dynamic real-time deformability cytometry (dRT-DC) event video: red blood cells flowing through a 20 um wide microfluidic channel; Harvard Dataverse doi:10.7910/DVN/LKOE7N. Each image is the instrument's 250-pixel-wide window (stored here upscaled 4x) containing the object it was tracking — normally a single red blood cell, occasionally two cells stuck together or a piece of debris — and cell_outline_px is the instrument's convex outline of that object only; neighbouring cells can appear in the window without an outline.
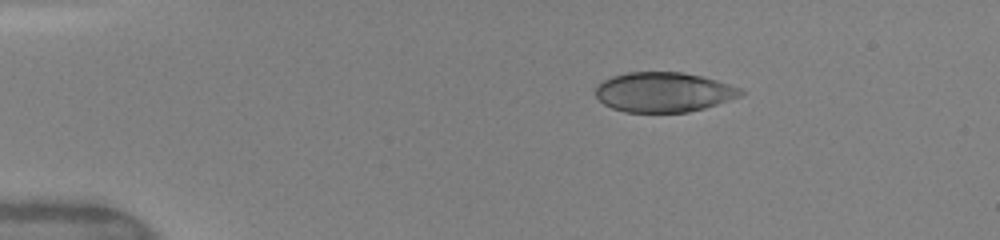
{"species": "human", "species_latin": "Homo sapiens", "temperature_condition": "warm", "stored_images_in_passage": 30, "camera_frame_rate_fps": 3000, "um_per_image_px": 0.085, "donor": {"sex": "female"}, "frame": {"image": 1, "passage_image": 1, "time_ms": 0.0, "image_size_px": [1000, 240], "cell_outline_px": [[744, 92], [740, 96], [704, 108], [688, 112], [624, 112], [612, 108], [604, 104], [596, 96], [596, 88], [604, 80], [612, 76], [628, 72], [684, 72], [716, 80], [740, 88]], "centroid_in_image_um": [56.39, 7.83], "position_along_channel_um": 28.6, "area_um2": 33.41}}
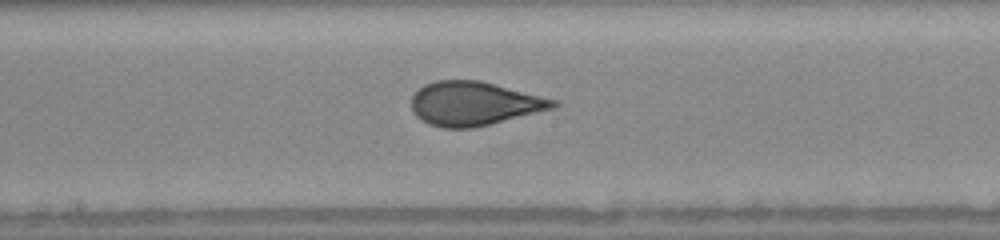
{"frame": {"image": 2, "passage_image": 10, "time_ms": 6.0, "image_size_px": [1000, 240], "cell_outline_px": [[560, 104], [556, 108], [472, 128], [444, 128], [428, 124], [420, 120], [412, 112], [412, 96], [424, 84], [436, 80], [480, 80], [560, 100]], "centroid_in_image_um": [40.33, 8.8], "position_along_channel_um": 207.9, "area_um2": 36.53}}
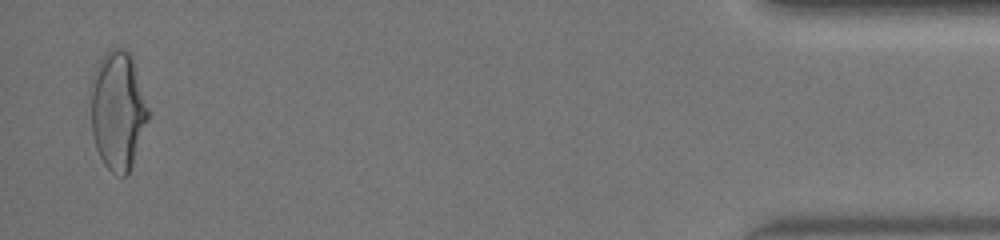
{"frame": {"image": 3, "passage_image": 30, "time_ms": 13.0, "image_size_px": [1000, 240], "cell_outline_px": [[148, 120], [132, 164], [128, 172], [124, 176], [116, 176], [104, 164], [96, 148], [92, 132], [88, 92], [96, 68], [100, 60], [112, 48], [120, 48], [128, 52], [132, 56], [148, 108]], "centroid_in_image_um": [9.98, 9.4], "position_along_channel_um": 425.2, "area_um2": 39.65}, "authors_computed_cell_mechanics": {"area_um2": 36.2406, "velocity_mm_per_s": 4.1513, "shape_relaxation_time_tau1_ms": 6.4537, "shape_relaxation_time_tau2_ms": null, "deformation_change_tau1": 0.2237, "deformation_change_tau2": null}}